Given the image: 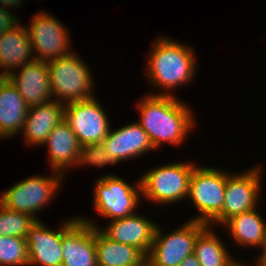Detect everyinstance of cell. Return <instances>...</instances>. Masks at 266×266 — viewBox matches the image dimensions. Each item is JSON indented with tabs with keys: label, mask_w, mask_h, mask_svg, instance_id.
Segmentation results:
<instances>
[{
	"label": "cell",
	"mask_w": 266,
	"mask_h": 266,
	"mask_svg": "<svg viewBox=\"0 0 266 266\" xmlns=\"http://www.w3.org/2000/svg\"><path fill=\"white\" fill-rule=\"evenodd\" d=\"M97 97L65 105L64 120L77 137L81 146L101 143L108 135L111 122Z\"/></svg>",
	"instance_id": "10"
},
{
	"label": "cell",
	"mask_w": 266,
	"mask_h": 266,
	"mask_svg": "<svg viewBox=\"0 0 266 266\" xmlns=\"http://www.w3.org/2000/svg\"><path fill=\"white\" fill-rule=\"evenodd\" d=\"M7 78L16 87L29 107L53 100L49 67L46 62L33 60L15 70Z\"/></svg>",
	"instance_id": "15"
},
{
	"label": "cell",
	"mask_w": 266,
	"mask_h": 266,
	"mask_svg": "<svg viewBox=\"0 0 266 266\" xmlns=\"http://www.w3.org/2000/svg\"><path fill=\"white\" fill-rule=\"evenodd\" d=\"M105 151L118 163L132 158L142 157L147 152L154 151L148 134L138 122L129 123L117 130L110 128L108 135L102 141Z\"/></svg>",
	"instance_id": "16"
},
{
	"label": "cell",
	"mask_w": 266,
	"mask_h": 266,
	"mask_svg": "<svg viewBox=\"0 0 266 266\" xmlns=\"http://www.w3.org/2000/svg\"><path fill=\"white\" fill-rule=\"evenodd\" d=\"M51 175H33L9 186L0 197L5 208L31 215L36 220L37 213L45 209L63 186L65 175L53 171ZM60 187V188H59Z\"/></svg>",
	"instance_id": "6"
},
{
	"label": "cell",
	"mask_w": 266,
	"mask_h": 266,
	"mask_svg": "<svg viewBox=\"0 0 266 266\" xmlns=\"http://www.w3.org/2000/svg\"><path fill=\"white\" fill-rule=\"evenodd\" d=\"M12 12V13H11ZM20 17H17L15 11L7 10L0 6V36L8 30H12L21 21Z\"/></svg>",
	"instance_id": "27"
},
{
	"label": "cell",
	"mask_w": 266,
	"mask_h": 266,
	"mask_svg": "<svg viewBox=\"0 0 266 266\" xmlns=\"http://www.w3.org/2000/svg\"><path fill=\"white\" fill-rule=\"evenodd\" d=\"M96 227L71 217L62 223V266H98Z\"/></svg>",
	"instance_id": "12"
},
{
	"label": "cell",
	"mask_w": 266,
	"mask_h": 266,
	"mask_svg": "<svg viewBox=\"0 0 266 266\" xmlns=\"http://www.w3.org/2000/svg\"><path fill=\"white\" fill-rule=\"evenodd\" d=\"M118 162L108 155L101 143L86 144L80 147L77 166H94L102 168L106 165H115Z\"/></svg>",
	"instance_id": "26"
},
{
	"label": "cell",
	"mask_w": 266,
	"mask_h": 266,
	"mask_svg": "<svg viewBox=\"0 0 266 266\" xmlns=\"http://www.w3.org/2000/svg\"><path fill=\"white\" fill-rule=\"evenodd\" d=\"M148 55L145 64L147 80L160 91L150 95L175 96L172 90L188 85L196 77V54L182 41L160 36L151 44Z\"/></svg>",
	"instance_id": "2"
},
{
	"label": "cell",
	"mask_w": 266,
	"mask_h": 266,
	"mask_svg": "<svg viewBox=\"0 0 266 266\" xmlns=\"http://www.w3.org/2000/svg\"><path fill=\"white\" fill-rule=\"evenodd\" d=\"M6 79H7V76L0 71V86L4 83Z\"/></svg>",
	"instance_id": "31"
},
{
	"label": "cell",
	"mask_w": 266,
	"mask_h": 266,
	"mask_svg": "<svg viewBox=\"0 0 266 266\" xmlns=\"http://www.w3.org/2000/svg\"><path fill=\"white\" fill-rule=\"evenodd\" d=\"M262 169L259 164L244 172L227 173L222 225L231 217L258 207L264 173Z\"/></svg>",
	"instance_id": "11"
},
{
	"label": "cell",
	"mask_w": 266,
	"mask_h": 266,
	"mask_svg": "<svg viewBox=\"0 0 266 266\" xmlns=\"http://www.w3.org/2000/svg\"><path fill=\"white\" fill-rule=\"evenodd\" d=\"M227 172L210 166L197 165L191 174L188 199L198 215L190 218L210 226H222Z\"/></svg>",
	"instance_id": "4"
},
{
	"label": "cell",
	"mask_w": 266,
	"mask_h": 266,
	"mask_svg": "<svg viewBox=\"0 0 266 266\" xmlns=\"http://www.w3.org/2000/svg\"><path fill=\"white\" fill-rule=\"evenodd\" d=\"M33 60L35 58L26 25L19 23L0 36V70L7 77Z\"/></svg>",
	"instance_id": "19"
},
{
	"label": "cell",
	"mask_w": 266,
	"mask_h": 266,
	"mask_svg": "<svg viewBox=\"0 0 266 266\" xmlns=\"http://www.w3.org/2000/svg\"><path fill=\"white\" fill-rule=\"evenodd\" d=\"M42 146H47L51 171L66 175L70 167H77L81 145L65 120L54 127Z\"/></svg>",
	"instance_id": "17"
},
{
	"label": "cell",
	"mask_w": 266,
	"mask_h": 266,
	"mask_svg": "<svg viewBox=\"0 0 266 266\" xmlns=\"http://www.w3.org/2000/svg\"><path fill=\"white\" fill-rule=\"evenodd\" d=\"M257 207L228 219L222 226L237 247L259 248L266 234V222Z\"/></svg>",
	"instance_id": "21"
},
{
	"label": "cell",
	"mask_w": 266,
	"mask_h": 266,
	"mask_svg": "<svg viewBox=\"0 0 266 266\" xmlns=\"http://www.w3.org/2000/svg\"><path fill=\"white\" fill-rule=\"evenodd\" d=\"M29 266H62V222L57 230L36 220L26 237Z\"/></svg>",
	"instance_id": "14"
},
{
	"label": "cell",
	"mask_w": 266,
	"mask_h": 266,
	"mask_svg": "<svg viewBox=\"0 0 266 266\" xmlns=\"http://www.w3.org/2000/svg\"><path fill=\"white\" fill-rule=\"evenodd\" d=\"M98 266H144L146 255L138 248L110 240L96 228Z\"/></svg>",
	"instance_id": "22"
},
{
	"label": "cell",
	"mask_w": 266,
	"mask_h": 266,
	"mask_svg": "<svg viewBox=\"0 0 266 266\" xmlns=\"http://www.w3.org/2000/svg\"><path fill=\"white\" fill-rule=\"evenodd\" d=\"M138 101L139 120L137 121L148 134L154 149L163 143L182 145L189 133L196 128L195 114L191 107L177 96L146 95Z\"/></svg>",
	"instance_id": "1"
},
{
	"label": "cell",
	"mask_w": 266,
	"mask_h": 266,
	"mask_svg": "<svg viewBox=\"0 0 266 266\" xmlns=\"http://www.w3.org/2000/svg\"><path fill=\"white\" fill-rule=\"evenodd\" d=\"M214 229V227L208 225L196 239L193 253L197 257L200 266L243 265L244 263L241 260H236L228 251L225 242L217 235Z\"/></svg>",
	"instance_id": "23"
},
{
	"label": "cell",
	"mask_w": 266,
	"mask_h": 266,
	"mask_svg": "<svg viewBox=\"0 0 266 266\" xmlns=\"http://www.w3.org/2000/svg\"><path fill=\"white\" fill-rule=\"evenodd\" d=\"M143 214H132L131 216L110 220L105 227L86 217L78 216L81 220L94 225L110 240L134 246L140 249L146 256L148 255L154 240L157 223L151 218L142 216Z\"/></svg>",
	"instance_id": "13"
},
{
	"label": "cell",
	"mask_w": 266,
	"mask_h": 266,
	"mask_svg": "<svg viewBox=\"0 0 266 266\" xmlns=\"http://www.w3.org/2000/svg\"><path fill=\"white\" fill-rule=\"evenodd\" d=\"M64 108L65 105L55 100L28 108L21 132L27 147H39L46 141L54 127L64 120Z\"/></svg>",
	"instance_id": "18"
},
{
	"label": "cell",
	"mask_w": 266,
	"mask_h": 266,
	"mask_svg": "<svg viewBox=\"0 0 266 266\" xmlns=\"http://www.w3.org/2000/svg\"><path fill=\"white\" fill-rule=\"evenodd\" d=\"M30 23L26 29L35 60L47 63L73 51L70 48V32L58 18L43 10L35 13Z\"/></svg>",
	"instance_id": "9"
},
{
	"label": "cell",
	"mask_w": 266,
	"mask_h": 266,
	"mask_svg": "<svg viewBox=\"0 0 266 266\" xmlns=\"http://www.w3.org/2000/svg\"><path fill=\"white\" fill-rule=\"evenodd\" d=\"M24 0H0V6H2L3 8H21L20 5H22L24 2ZM19 6V7H18Z\"/></svg>",
	"instance_id": "29"
},
{
	"label": "cell",
	"mask_w": 266,
	"mask_h": 266,
	"mask_svg": "<svg viewBox=\"0 0 266 266\" xmlns=\"http://www.w3.org/2000/svg\"><path fill=\"white\" fill-rule=\"evenodd\" d=\"M0 266H29L26 238L0 236Z\"/></svg>",
	"instance_id": "25"
},
{
	"label": "cell",
	"mask_w": 266,
	"mask_h": 266,
	"mask_svg": "<svg viewBox=\"0 0 266 266\" xmlns=\"http://www.w3.org/2000/svg\"><path fill=\"white\" fill-rule=\"evenodd\" d=\"M35 222L36 219L31 215L7 209L0 204V236L26 238Z\"/></svg>",
	"instance_id": "24"
},
{
	"label": "cell",
	"mask_w": 266,
	"mask_h": 266,
	"mask_svg": "<svg viewBox=\"0 0 266 266\" xmlns=\"http://www.w3.org/2000/svg\"><path fill=\"white\" fill-rule=\"evenodd\" d=\"M196 163L190 161L158 165L140 176L142 198L157 205H169L187 199L189 182Z\"/></svg>",
	"instance_id": "5"
},
{
	"label": "cell",
	"mask_w": 266,
	"mask_h": 266,
	"mask_svg": "<svg viewBox=\"0 0 266 266\" xmlns=\"http://www.w3.org/2000/svg\"><path fill=\"white\" fill-rule=\"evenodd\" d=\"M179 266H200V263L195 254L191 253Z\"/></svg>",
	"instance_id": "30"
},
{
	"label": "cell",
	"mask_w": 266,
	"mask_h": 266,
	"mask_svg": "<svg viewBox=\"0 0 266 266\" xmlns=\"http://www.w3.org/2000/svg\"><path fill=\"white\" fill-rule=\"evenodd\" d=\"M207 226L203 222L188 220L177 229L164 234L158 224L146 263L149 266H179L193 253L198 235Z\"/></svg>",
	"instance_id": "8"
},
{
	"label": "cell",
	"mask_w": 266,
	"mask_h": 266,
	"mask_svg": "<svg viewBox=\"0 0 266 266\" xmlns=\"http://www.w3.org/2000/svg\"><path fill=\"white\" fill-rule=\"evenodd\" d=\"M29 106L7 78L0 86V139L21 134Z\"/></svg>",
	"instance_id": "20"
},
{
	"label": "cell",
	"mask_w": 266,
	"mask_h": 266,
	"mask_svg": "<svg viewBox=\"0 0 266 266\" xmlns=\"http://www.w3.org/2000/svg\"><path fill=\"white\" fill-rule=\"evenodd\" d=\"M135 182L127 183L115 174L98 177L93 185L92 201L98 215L110 221L135 214L139 203L142 202L140 178Z\"/></svg>",
	"instance_id": "7"
},
{
	"label": "cell",
	"mask_w": 266,
	"mask_h": 266,
	"mask_svg": "<svg viewBox=\"0 0 266 266\" xmlns=\"http://www.w3.org/2000/svg\"><path fill=\"white\" fill-rule=\"evenodd\" d=\"M259 248L261 249V254L259 253L254 264L256 266H266V234Z\"/></svg>",
	"instance_id": "28"
},
{
	"label": "cell",
	"mask_w": 266,
	"mask_h": 266,
	"mask_svg": "<svg viewBox=\"0 0 266 266\" xmlns=\"http://www.w3.org/2000/svg\"><path fill=\"white\" fill-rule=\"evenodd\" d=\"M47 65L53 100L66 105L94 97L95 80L91 69L76 52L49 61Z\"/></svg>",
	"instance_id": "3"
}]
</instances>
